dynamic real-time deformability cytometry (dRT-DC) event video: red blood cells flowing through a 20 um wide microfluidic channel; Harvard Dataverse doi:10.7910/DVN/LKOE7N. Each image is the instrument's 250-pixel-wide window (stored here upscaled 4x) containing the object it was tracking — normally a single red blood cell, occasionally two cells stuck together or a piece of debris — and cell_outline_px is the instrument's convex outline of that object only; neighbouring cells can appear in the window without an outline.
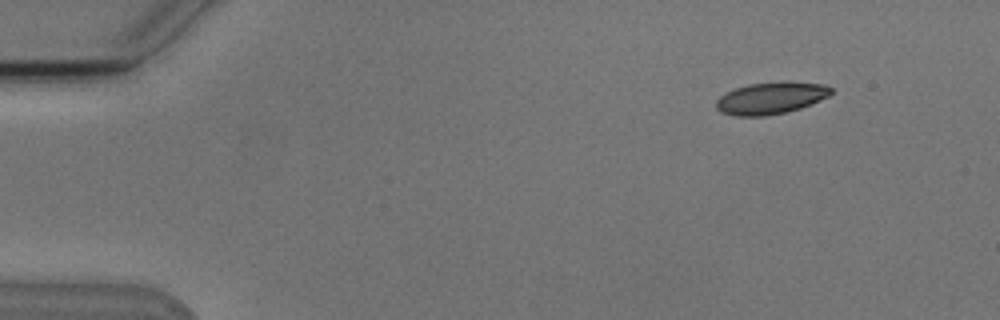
{"species": "Egyptian fruit bat (a non-hibernating species)", "species_latin": "Rousettus aegyptiacus", "temperature_condition": "cold", "stored_images_in_passage": 5, "camera_frame_rate_fps": 3000, "um_per_image_px": 0.085, "animal": {"sex": "male"}, "frame": {"image": 1, "passage_image": 2, "time_ms": 1.333, "image_size_px": [1000, 320], "cell_outline_px": [[832, 92], [828, 96], [820, 100], [800, 108], [784, 112], [764, 116], [736, 116], [720, 112], [716, 108], [716, 100], [720, 96], [736, 88], [748, 84], [824, 84], [832, 88]], "centroid_in_image_um": [65.46, 8.39], "position_along_channel_um": 19.5, "area_um2": 20.4}}